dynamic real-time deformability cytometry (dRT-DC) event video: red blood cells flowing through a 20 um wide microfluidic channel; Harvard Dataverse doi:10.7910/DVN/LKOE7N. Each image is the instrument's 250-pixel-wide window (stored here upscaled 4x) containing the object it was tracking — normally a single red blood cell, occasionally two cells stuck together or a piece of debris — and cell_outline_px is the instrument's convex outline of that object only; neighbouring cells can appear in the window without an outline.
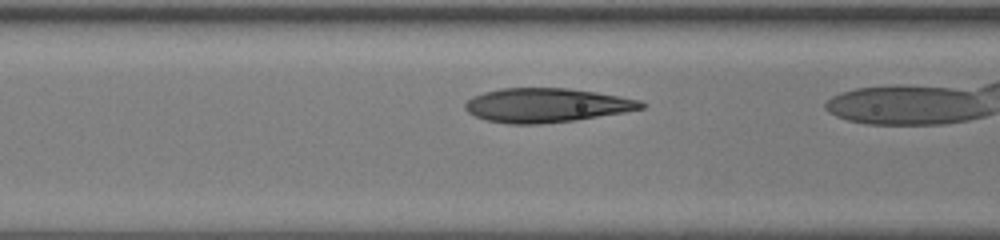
{"species": "human", "species_latin": "Homo sapiens", "temperature_condition": "room temperature", "stored_images_in_passage": 8, "camera_frame_rate_fps": 3000, "um_per_image_px": 0.085, "donor": {"sex": "female"}, "frame": {"image": 1, "passage_image": 3, "time_ms": 0.667, "image_size_px": [1000, 240], "cell_outline_px": [[644, 108], [624, 112], [576, 120], [540, 124], [508, 124], [484, 120], [468, 112], [464, 108], [464, 104], [472, 96], [484, 92], [500, 88], [568, 88], [596, 92], [620, 96], [640, 100], [644, 104]], "centroid_in_image_um": [46.41, 8.95], "position_along_channel_um": 120.2, "area_um2": 35.08}}